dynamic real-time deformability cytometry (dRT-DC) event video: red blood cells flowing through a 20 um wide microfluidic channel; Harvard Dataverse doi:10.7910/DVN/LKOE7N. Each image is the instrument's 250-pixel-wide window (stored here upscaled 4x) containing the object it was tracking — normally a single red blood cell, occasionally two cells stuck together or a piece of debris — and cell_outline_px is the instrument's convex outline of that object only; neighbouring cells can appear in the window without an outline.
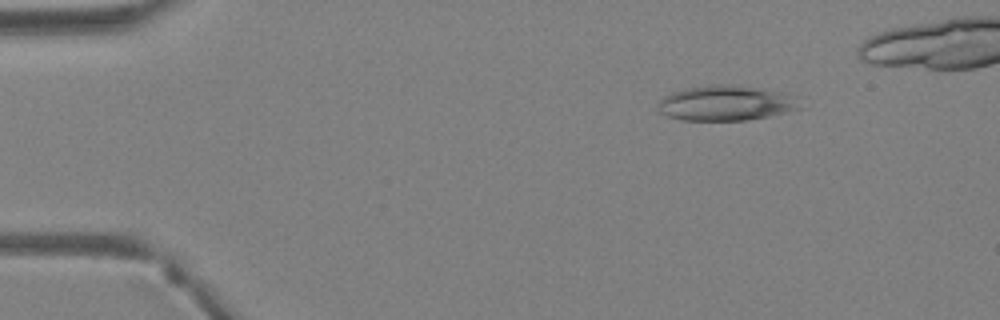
{"species": "Egyptian fruit bat (a non-hibernating species)", "species_latin": "Rousettus aegyptiacus", "temperature_condition": "warm", "stored_images_in_passage": 37, "camera_frame_rate_fps": 3000, "um_per_image_px": 0.085, "animal": {"sex": "female"}, "frame": {"image": 1, "passage_image": 6, "time_ms": 1.667, "image_size_px": [1000, 320], "cell_outline_px": [[804, 108], [768, 116], [748, 120], [680, 120], [668, 116], [660, 112], [656, 108], [656, 104], [664, 96], [672, 92], [684, 88], [720, 84], [728, 84], [756, 88], [780, 92]], "centroid_in_image_um": [61.58, 8.78], "position_along_channel_um": 23.4, "area_um2": 28.55}}
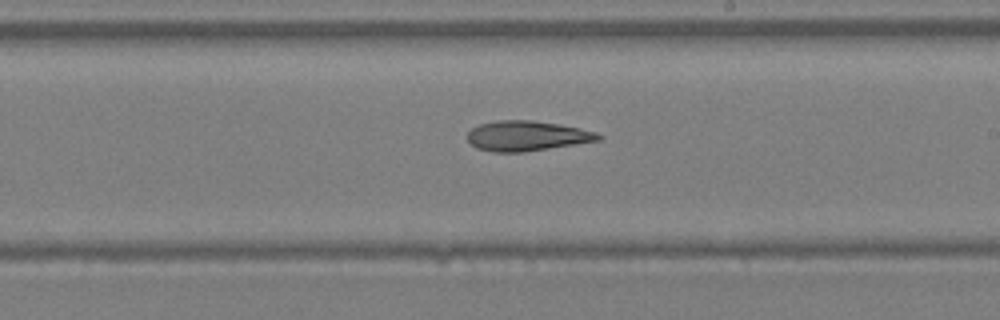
{"frame": {"image": 2, "passage_image": 24, "time_ms": 7.667, "image_size_px": [1000, 320], "cell_outline_px": [[604, 136], [600, 140], [520, 152], [492, 152], [476, 148], [468, 140], [468, 132], [472, 128], [480, 124], [500, 120], [532, 120], [580, 128], [596, 132]], "centroid_in_image_um": [44.77, 11.55], "position_along_channel_um": 244.2, "area_um2": 22.6}}
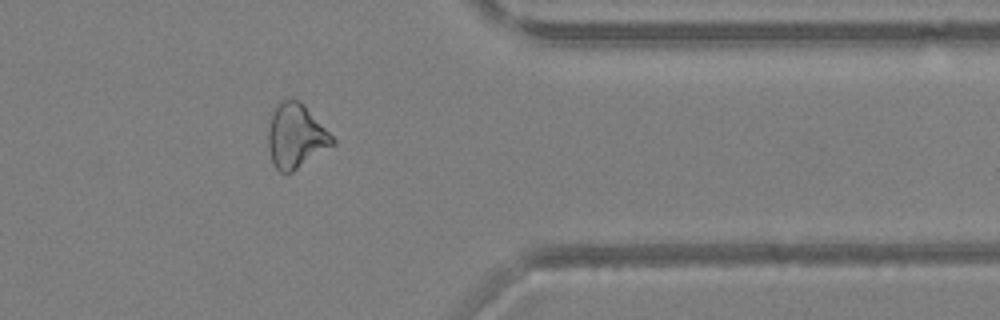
{"frame": {"image": 3, "passage_image": 33, "time_ms": 10.667, "image_size_px": [1000, 320], "cell_outline_px": [[336, 144], [292, 172], [280, 172], [272, 164], [268, 148], [268, 128], [272, 112], [276, 104], [280, 100], [292, 96], [300, 100], [304, 104], [336, 140]], "centroid_in_image_um": [25.13, 11.53], "position_along_channel_um": 386.3, "area_um2": 24.51}}